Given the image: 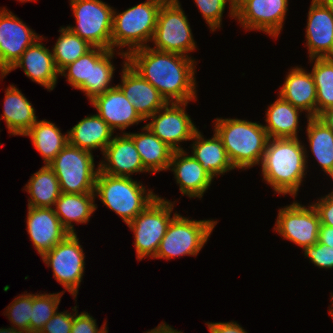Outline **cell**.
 Returning <instances> with one entry per match:
<instances>
[{
	"label": "cell",
	"mask_w": 333,
	"mask_h": 333,
	"mask_svg": "<svg viewBox=\"0 0 333 333\" xmlns=\"http://www.w3.org/2000/svg\"><path fill=\"white\" fill-rule=\"evenodd\" d=\"M146 333H182L181 331H177L173 327L169 326L165 322L159 324L156 328L147 331Z\"/></svg>",
	"instance_id": "obj_47"
},
{
	"label": "cell",
	"mask_w": 333,
	"mask_h": 333,
	"mask_svg": "<svg viewBox=\"0 0 333 333\" xmlns=\"http://www.w3.org/2000/svg\"><path fill=\"white\" fill-rule=\"evenodd\" d=\"M217 220H192L177 214L170 222L154 259L196 256L206 244Z\"/></svg>",
	"instance_id": "obj_6"
},
{
	"label": "cell",
	"mask_w": 333,
	"mask_h": 333,
	"mask_svg": "<svg viewBox=\"0 0 333 333\" xmlns=\"http://www.w3.org/2000/svg\"><path fill=\"white\" fill-rule=\"evenodd\" d=\"M122 68V84L117 86L134 105L140 117L146 121L168 102L153 85L132 69L126 60H124Z\"/></svg>",
	"instance_id": "obj_17"
},
{
	"label": "cell",
	"mask_w": 333,
	"mask_h": 333,
	"mask_svg": "<svg viewBox=\"0 0 333 333\" xmlns=\"http://www.w3.org/2000/svg\"><path fill=\"white\" fill-rule=\"evenodd\" d=\"M95 193H62L55 203V213L69 234L74 232L72 222L88 223L90 216L97 209Z\"/></svg>",
	"instance_id": "obj_28"
},
{
	"label": "cell",
	"mask_w": 333,
	"mask_h": 333,
	"mask_svg": "<svg viewBox=\"0 0 333 333\" xmlns=\"http://www.w3.org/2000/svg\"><path fill=\"white\" fill-rule=\"evenodd\" d=\"M26 223L30 241L40 256L69 235L53 207H28Z\"/></svg>",
	"instance_id": "obj_16"
},
{
	"label": "cell",
	"mask_w": 333,
	"mask_h": 333,
	"mask_svg": "<svg viewBox=\"0 0 333 333\" xmlns=\"http://www.w3.org/2000/svg\"><path fill=\"white\" fill-rule=\"evenodd\" d=\"M307 137L321 169L333 179V131L317 117H308Z\"/></svg>",
	"instance_id": "obj_33"
},
{
	"label": "cell",
	"mask_w": 333,
	"mask_h": 333,
	"mask_svg": "<svg viewBox=\"0 0 333 333\" xmlns=\"http://www.w3.org/2000/svg\"><path fill=\"white\" fill-rule=\"evenodd\" d=\"M309 60L314 62L311 73L317 92V117L323 110L333 107V57L311 58Z\"/></svg>",
	"instance_id": "obj_35"
},
{
	"label": "cell",
	"mask_w": 333,
	"mask_h": 333,
	"mask_svg": "<svg viewBox=\"0 0 333 333\" xmlns=\"http://www.w3.org/2000/svg\"><path fill=\"white\" fill-rule=\"evenodd\" d=\"M0 333H24L22 330L16 329L15 327L10 328H2L0 329Z\"/></svg>",
	"instance_id": "obj_50"
},
{
	"label": "cell",
	"mask_w": 333,
	"mask_h": 333,
	"mask_svg": "<svg viewBox=\"0 0 333 333\" xmlns=\"http://www.w3.org/2000/svg\"><path fill=\"white\" fill-rule=\"evenodd\" d=\"M317 118L333 131V107L320 112Z\"/></svg>",
	"instance_id": "obj_46"
},
{
	"label": "cell",
	"mask_w": 333,
	"mask_h": 333,
	"mask_svg": "<svg viewBox=\"0 0 333 333\" xmlns=\"http://www.w3.org/2000/svg\"><path fill=\"white\" fill-rule=\"evenodd\" d=\"M318 242L333 247V228L320 224Z\"/></svg>",
	"instance_id": "obj_45"
},
{
	"label": "cell",
	"mask_w": 333,
	"mask_h": 333,
	"mask_svg": "<svg viewBox=\"0 0 333 333\" xmlns=\"http://www.w3.org/2000/svg\"><path fill=\"white\" fill-rule=\"evenodd\" d=\"M279 96L294 107L307 112L308 117H316V86L312 73L302 67H293L286 75Z\"/></svg>",
	"instance_id": "obj_23"
},
{
	"label": "cell",
	"mask_w": 333,
	"mask_h": 333,
	"mask_svg": "<svg viewBox=\"0 0 333 333\" xmlns=\"http://www.w3.org/2000/svg\"><path fill=\"white\" fill-rule=\"evenodd\" d=\"M250 0H234L233 6L237 14Z\"/></svg>",
	"instance_id": "obj_48"
},
{
	"label": "cell",
	"mask_w": 333,
	"mask_h": 333,
	"mask_svg": "<svg viewBox=\"0 0 333 333\" xmlns=\"http://www.w3.org/2000/svg\"><path fill=\"white\" fill-rule=\"evenodd\" d=\"M331 297H332L331 298L332 300H331V306H330L331 308L329 309V313H330L331 317L333 318V294L331 295Z\"/></svg>",
	"instance_id": "obj_51"
},
{
	"label": "cell",
	"mask_w": 333,
	"mask_h": 333,
	"mask_svg": "<svg viewBox=\"0 0 333 333\" xmlns=\"http://www.w3.org/2000/svg\"><path fill=\"white\" fill-rule=\"evenodd\" d=\"M304 254L319 268H333V247L317 242L312 246L306 247Z\"/></svg>",
	"instance_id": "obj_40"
},
{
	"label": "cell",
	"mask_w": 333,
	"mask_h": 333,
	"mask_svg": "<svg viewBox=\"0 0 333 333\" xmlns=\"http://www.w3.org/2000/svg\"><path fill=\"white\" fill-rule=\"evenodd\" d=\"M12 303L5 309L12 327L30 333V316L32 313V294H22L13 299Z\"/></svg>",
	"instance_id": "obj_37"
},
{
	"label": "cell",
	"mask_w": 333,
	"mask_h": 333,
	"mask_svg": "<svg viewBox=\"0 0 333 333\" xmlns=\"http://www.w3.org/2000/svg\"><path fill=\"white\" fill-rule=\"evenodd\" d=\"M59 32L61 34L52 48V55L55 66L60 72L64 67L85 55L93 46L72 33L68 28L61 27Z\"/></svg>",
	"instance_id": "obj_34"
},
{
	"label": "cell",
	"mask_w": 333,
	"mask_h": 333,
	"mask_svg": "<svg viewBox=\"0 0 333 333\" xmlns=\"http://www.w3.org/2000/svg\"><path fill=\"white\" fill-rule=\"evenodd\" d=\"M126 63L153 85L167 102L197 100L195 59L149 45L126 55Z\"/></svg>",
	"instance_id": "obj_1"
},
{
	"label": "cell",
	"mask_w": 333,
	"mask_h": 333,
	"mask_svg": "<svg viewBox=\"0 0 333 333\" xmlns=\"http://www.w3.org/2000/svg\"><path fill=\"white\" fill-rule=\"evenodd\" d=\"M288 0H250L235 16L244 29L264 31L276 38L283 29Z\"/></svg>",
	"instance_id": "obj_15"
},
{
	"label": "cell",
	"mask_w": 333,
	"mask_h": 333,
	"mask_svg": "<svg viewBox=\"0 0 333 333\" xmlns=\"http://www.w3.org/2000/svg\"><path fill=\"white\" fill-rule=\"evenodd\" d=\"M77 306L73 307L71 310L73 313V326L71 333H104L108 327L105 324L98 329L96 319H94L88 312H81L78 314Z\"/></svg>",
	"instance_id": "obj_41"
},
{
	"label": "cell",
	"mask_w": 333,
	"mask_h": 333,
	"mask_svg": "<svg viewBox=\"0 0 333 333\" xmlns=\"http://www.w3.org/2000/svg\"><path fill=\"white\" fill-rule=\"evenodd\" d=\"M23 136L31 138L45 165H48L68 144V134H62L54 123L45 119L37 121Z\"/></svg>",
	"instance_id": "obj_31"
},
{
	"label": "cell",
	"mask_w": 333,
	"mask_h": 333,
	"mask_svg": "<svg viewBox=\"0 0 333 333\" xmlns=\"http://www.w3.org/2000/svg\"><path fill=\"white\" fill-rule=\"evenodd\" d=\"M192 141V156L213 179L235 169L228 158L222 139L215 131L212 138L204 139L197 130Z\"/></svg>",
	"instance_id": "obj_25"
},
{
	"label": "cell",
	"mask_w": 333,
	"mask_h": 333,
	"mask_svg": "<svg viewBox=\"0 0 333 333\" xmlns=\"http://www.w3.org/2000/svg\"><path fill=\"white\" fill-rule=\"evenodd\" d=\"M56 174L62 193L95 192L99 167L91 152L67 144L48 164Z\"/></svg>",
	"instance_id": "obj_7"
},
{
	"label": "cell",
	"mask_w": 333,
	"mask_h": 333,
	"mask_svg": "<svg viewBox=\"0 0 333 333\" xmlns=\"http://www.w3.org/2000/svg\"><path fill=\"white\" fill-rule=\"evenodd\" d=\"M77 25L72 33L93 47L111 50L113 7L101 0H70Z\"/></svg>",
	"instance_id": "obj_9"
},
{
	"label": "cell",
	"mask_w": 333,
	"mask_h": 333,
	"mask_svg": "<svg viewBox=\"0 0 333 333\" xmlns=\"http://www.w3.org/2000/svg\"><path fill=\"white\" fill-rule=\"evenodd\" d=\"M68 143L77 148L92 152L99 148L102 153L113 139L114 130L98 115H89L71 128Z\"/></svg>",
	"instance_id": "obj_24"
},
{
	"label": "cell",
	"mask_w": 333,
	"mask_h": 333,
	"mask_svg": "<svg viewBox=\"0 0 333 333\" xmlns=\"http://www.w3.org/2000/svg\"><path fill=\"white\" fill-rule=\"evenodd\" d=\"M19 1H21L22 3H24V2H27V1H34V0H19Z\"/></svg>",
	"instance_id": "obj_53"
},
{
	"label": "cell",
	"mask_w": 333,
	"mask_h": 333,
	"mask_svg": "<svg viewBox=\"0 0 333 333\" xmlns=\"http://www.w3.org/2000/svg\"><path fill=\"white\" fill-rule=\"evenodd\" d=\"M141 133H127L133 140L144 168L148 173L168 170L174 152L161 141L147 126H143Z\"/></svg>",
	"instance_id": "obj_27"
},
{
	"label": "cell",
	"mask_w": 333,
	"mask_h": 333,
	"mask_svg": "<svg viewBox=\"0 0 333 333\" xmlns=\"http://www.w3.org/2000/svg\"><path fill=\"white\" fill-rule=\"evenodd\" d=\"M78 240L76 234H69L41 256L43 262L52 267L56 281L71 293L73 298L77 297L85 269V255Z\"/></svg>",
	"instance_id": "obj_11"
},
{
	"label": "cell",
	"mask_w": 333,
	"mask_h": 333,
	"mask_svg": "<svg viewBox=\"0 0 333 333\" xmlns=\"http://www.w3.org/2000/svg\"><path fill=\"white\" fill-rule=\"evenodd\" d=\"M39 40L44 39L40 37L30 45L5 75L0 74V78H4L12 70L20 67L33 82L40 84L48 91L53 90L57 83L59 71L55 66L52 52Z\"/></svg>",
	"instance_id": "obj_19"
},
{
	"label": "cell",
	"mask_w": 333,
	"mask_h": 333,
	"mask_svg": "<svg viewBox=\"0 0 333 333\" xmlns=\"http://www.w3.org/2000/svg\"><path fill=\"white\" fill-rule=\"evenodd\" d=\"M8 133L23 136L38 120L35 109L13 84L5 91L3 115Z\"/></svg>",
	"instance_id": "obj_26"
},
{
	"label": "cell",
	"mask_w": 333,
	"mask_h": 333,
	"mask_svg": "<svg viewBox=\"0 0 333 333\" xmlns=\"http://www.w3.org/2000/svg\"><path fill=\"white\" fill-rule=\"evenodd\" d=\"M210 333H247L237 322H208L206 323Z\"/></svg>",
	"instance_id": "obj_44"
},
{
	"label": "cell",
	"mask_w": 333,
	"mask_h": 333,
	"mask_svg": "<svg viewBox=\"0 0 333 333\" xmlns=\"http://www.w3.org/2000/svg\"><path fill=\"white\" fill-rule=\"evenodd\" d=\"M214 122V131L234 168L245 170L261 164L269 140L262 124L238 118H216Z\"/></svg>",
	"instance_id": "obj_3"
},
{
	"label": "cell",
	"mask_w": 333,
	"mask_h": 333,
	"mask_svg": "<svg viewBox=\"0 0 333 333\" xmlns=\"http://www.w3.org/2000/svg\"><path fill=\"white\" fill-rule=\"evenodd\" d=\"M102 154L105 160L101 161L98 167L103 173L131 177L133 173L148 172L142 164L132 138L127 133L113 136Z\"/></svg>",
	"instance_id": "obj_18"
},
{
	"label": "cell",
	"mask_w": 333,
	"mask_h": 333,
	"mask_svg": "<svg viewBox=\"0 0 333 333\" xmlns=\"http://www.w3.org/2000/svg\"><path fill=\"white\" fill-rule=\"evenodd\" d=\"M306 26V45L311 58L333 57V10L311 2Z\"/></svg>",
	"instance_id": "obj_20"
},
{
	"label": "cell",
	"mask_w": 333,
	"mask_h": 333,
	"mask_svg": "<svg viewBox=\"0 0 333 333\" xmlns=\"http://www.w3.org/2000/svg\"><path fill=\"white\" fill-rule=\"evenodd\" d=\"M145 188L140 181L131 177L112 176L99 171L94 193L106 207L128 224L158 197Z\"/></svg>",
	"instance_id": "obj_5"
},
{
	"label": "cell",
	"mask_w": 333,
	"mask_h": 333,
	"mask_svg": "<svg viewBox=\"0 0 333 333\" xmlns=\"http://www.w3.org/2000/svg\"><path fill=\"white\" fill-rule=\"evenodd\" d=\"M72 326L73 314L57 311L39 333H71Z\"/></svg>",
	"instance_id": "obj_42"
},
{
	"label": "cell",
	"mask_w": 333,
	"mask_h": 333,
	"mask_svg": "<svg viewBox=\"0 0 333 333\" xmlns=\"http://www.w3.org/2000/svg\"><path fill=\"white\" fill-rule=\"evenodd\" d=\"M307 155L299 138H269L261 162L263 180L278 194L296 197L307 174Z\"/></svg>",
	"instance_id": "obj_2"
},
{
	"label": "cell",
	"mask_w": 333,
	"mask_h": 333,
	"mask_svg": "<svg viewBox=\"0 0 333 333\" xmlns=\"http://www.w3.org/2000/svg\"><path fill=\"white\" fill-rule=\"evenodd\" d=\"M278 211L274 230L283 239L303 247V250L318 242L320 218L313 205L306 207L295 201Z\"/></svg>",
	"instance_id": "obj_12"
},
{
	"label": "cell",
	"mask_w": 333,
	"mask_h": 333,
	"mask_svg": "<svg viewBox=\"0 0 333 333\" xmlns=\"http://www.w3.org/2000/svg\"><path fill=\"white\" fill-rule=\"evenodd\" d=\"M163 3L179 2V0H160Z\"/></svg>",
	"instance_id": "obj_52"
},
{
	"label": "cell",
	"mask_w": 333,
	"mask_h": 333,
	"mask_svg": "<svg viewBox=\"0 0 333 333\" xmlns=\"http://www.w3.org/2000/svg\"><path fill=\"white\" fill-rule=\"evenodd\" d=\"M90 102L113 130L125 131L129 126L144 121L117 85Z\"/></svg>",
	"instance_id": "obj_21"
},
{
	"label": "cell",
	"mask_w": 333,
	"mask_h": 333,
	"mask_svg": "<svg viewBox=\"0 0 333 333\" xmlns=\"http://www.w3.org/2000/svg\"><path fill=\"white\" fill-rule=\"evenodd\" d=\"M194 2L212 31L221 28L226 3H230V17L235 18L236 16L233 6L234 0H194Z\"/></svg>",
	"instance_id": "obj_39"
},
{
	"label": "cell",
	"mask_w": 333,
	"mask_h": 333,
	"mask_svg": "<svg viewBox=\"0 0 333 333\" xmlns=\"http://www.w3.org/2000/svg\"><path fill=\"white\" fill-rule=\"evenodd\" d=\"M312 205L318 212L320 224L333 228V191Z\"/></svg>",
	"instance_id": "obj_43"
},
{
	"label": "cell",
	"mask_w": 333,
	"mask_h": 333,
	"mask_svg": "<svg viewBox=\"0 0 333 333\" xmlns=\"http://www.w3.org/2000/svg\"><path fill=\"white\" fill-rule=\"evenodd\" d=\"M151 42L154 43L153 49L187 57H190L188 52L196 50L190 23L179 2L161 5Z\"/></svg>",
	"instance_id": "obj_10"
},
{
	"label": "cell",
	"mask_w": 333,
	"mask_h": 333,
	"mask_svg": "<svg viewBox=\"0 0 333 333\" xmlns=\"http://www.w3.org/2000/svg\"><path fill=\"white\" fill-rule=\"evenodd\" d=\"M63 291L59 293L32 294V313L30 318V333H39L43 326L57 312Z\"/></svg>",
	"instance_id": "obj_36"
},
{
	"label": "cell",
	"mask_w": 333,
	"mask_h": 333,
	"mask_svg": "<svg viewBox=\"0 0 333 333\" xmlns=\"http://www.w3.org/2000/svg\"><path fill=\"white\" fill-rule=\"evenodd\" d=\"M174 203L158 196L144 211L127 224L134 232V246L138 261L146 256L150 259L156 256L171 220L178 214L174 213L171 218Z\"/></svg>",
	"instance_id": "obj_8"
},
{
	"label": "cell",
	"mask_w": 333,
	"mask_h": 333,
	"mask_svg": "<svg viewBox=\"0 0 333 333\" xmlns=\"http://www.w3.org/2000/svg\"><path fill=\"white\" fill-rule=\"evenodd\" d=\"M162 4L160 0H147L120 13L113 9L111 49L128 46L127 51L118 53L126 60L127 54L147 47L153 39Z\"/></svg>",
	"instance_id": "obj_4"
},
{
	"label": "cell",
	"mask_w": 333,
	"mask_h": 333,
	"mask_svg": "<svg viewBox=\"0 0 333 333\" xmlns=\"http://www.w3.org/2000/svg\"><path fill=\"white\" fill-rule=\"evenodd\" d=\"M266 110V124L263 125L269 138H298L297 129L301 109L294 107L280 96Z\"/></svg>",
	"instance_id": "obj_29"
},
{
	"label": "cell",
	"mask_w": 333,
	"mask_h": 333,
	"mask_svg": "<svg viewBox=\"0 0 333 333\" xmlns=\"http://www.w3.org/2000/svg\"><path fill=\"white\" fill-rule=\"evenodd\" d=\"M40 37L11 11L0 8L1 75H5L24 51Z\"/></svg>",
	"instance_id": "obj_14"
},
{
	"label": "cell",
	"mask_w": 333,
	"mask_h": 333,
	"mask_svg": "<svg viewBox=\"0 0 333 333\" xmlns=\"http://www.w3.org/2000/svg\"><path fill=\"white\" fill-rule=\"evenodd\" d=\"M91 50L73 63L64 67L59 74L67 77L68 83L85 93V82H90Z\"/></svg>",
	"instance_id": "obj_38"
},
{
	"label": "cell",
	"mask_w": 333,
	"mask_h": 333,
	"mask_svg": "<svg viewBox=\"0 0 333 333\" xmlns=\"http://www.w3.org/2000/svg\"><path fill=\"white\" fill-rule=\"evenodd\" d=\"M189 102H168L156 111L147 126L161 141L174 151L183 150L180 142L192 140L198 130L186 113Z\"/></svg>",
	"instance_id": "obj_13"
},
{
	"label": "cell",
	"mask_w": 333,
	"mask_h": 333,
	"mask_svg": "<svg viewBox=\"0 0 333 333\" xmlns=\"http://www.w3.org/2000/svg\"><path fill=\"white\" fill-rule=\"evenodd\" d=\"M312 1L322 6L331 8L333 10V0H312Z\"/></svg>",
	"instance_id": "obj_49"
},
{
	"label": "cell",
	"mask_w": 333,
	"mask_h": 333,
	"mask_svg": "<svg viewBox=\"0 0 333 333\" xmlns=\"http://www.w3.org/2000/svg\"><path fill=\"white\" fill-rule=\"evenodd\" d=\"M169 168L174 172L180 192L190 198H202L213 181L201 164L184 150L173 152Z\"/></svg>",
	"instance_id": "obj_22"
},
{
	"label": "cell",
	"mask_w": 333,
	"mask_h": 333,
	"mask_svg": "<svg viewBox=\"0 0 333 333\" xmlns=\"http://www.w3.org/2000/svg\"><path fill=\"white\" fill-rule=\"evenodd\" d=\"M25 188L30 194L28 207L52 208L62 194L58 178L49 165L34 173Z\"/></svg>",
	"instance_id": "obj_30"
},
{
	"label": "cell",
	"mask_w": 333,
	"mask_h": 333,
	"mask_svg": "<svg viewBox=\"0 0 333 333\" xmlns=\"http://www.w3.org/2000/svg\"><path fill=\"white\" fill-rule=\"evenodd\" d=\"M114 50L93 47L91 49L90 82H85V95L91 101L97 95L103 94L114 86L110 85L115 66L111 62Z\"/></svg>",
	"instance_id": "obj_32"
}]
</instances>
